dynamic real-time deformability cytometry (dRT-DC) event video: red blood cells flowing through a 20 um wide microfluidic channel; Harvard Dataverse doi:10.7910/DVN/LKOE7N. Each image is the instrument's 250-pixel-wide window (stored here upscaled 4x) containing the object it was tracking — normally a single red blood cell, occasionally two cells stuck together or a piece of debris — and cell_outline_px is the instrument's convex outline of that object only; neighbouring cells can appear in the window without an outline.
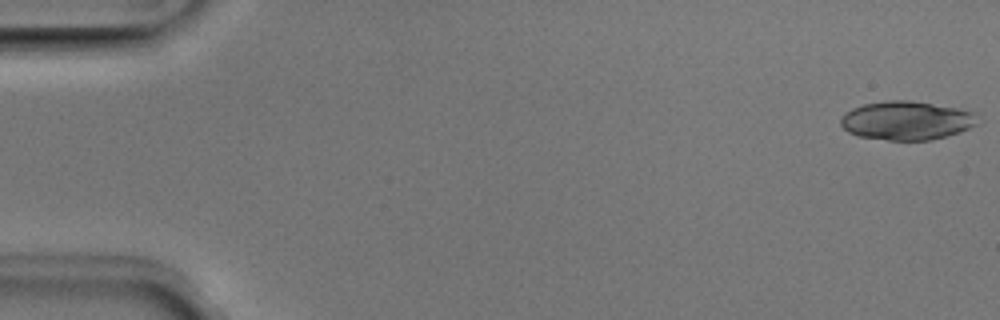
{"species": "Egyptian fruit bat (a non-hibernating species)", "species_latin": "Rousettus aegyptiacus", "temperature_condition": "room temperature", "stored_images_in_passage": 17, "camera_frame_rate_fps": 3000, "um_per_image_px": 0.085, "animal": {"sex": "male"}, "frame": {"image": 1, "passage_image": 1, "time_ms": 0.0, "image_size_px": [1000, 320], "cell_outline_px": [[980, 116], [976, 124], [960, 132], [948, 136], [932, 140], [888, 140], [860, 136], [848, 132], [840, 124], [840, 116], [844, 112], [852, 108], [864, 104], [888, 100], [912, 100], [956, 108], [976, 112]], "centroid_in_image_um": [77.06, 10.24], "position_along_channel_um": 7.9, "area_um2": 31.15}}